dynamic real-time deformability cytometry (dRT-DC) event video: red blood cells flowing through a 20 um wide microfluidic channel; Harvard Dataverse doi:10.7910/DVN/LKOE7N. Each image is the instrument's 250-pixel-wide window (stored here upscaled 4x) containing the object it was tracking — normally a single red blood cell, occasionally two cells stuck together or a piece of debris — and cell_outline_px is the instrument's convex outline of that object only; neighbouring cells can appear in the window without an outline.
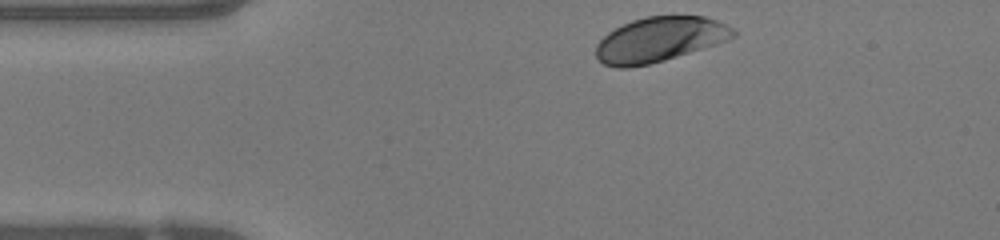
{"species": "human", "species_latin": "Homo sapiens", "temperature_condition": "warm", "stored_images_in_passage": 32, "camera_frame_rate_fps": 3000, "um_per_image_px": 0.085, "donor": {"sex": "female"}, "frame": {"image": 1, "passage_image": 1, "time_ms": 0.0, "image_size_px": [1000, 240], "cell_outline_px": [[736, 36], [728, 40], [664, 60], [648, 64], [628, 68], [616, 68], [604, 64], [596, 56], [596, 44], [608, 32], [632, 20], [648, 16], [704, 16], [716, 20], [732, 28], [736, 32]], "centroid_in_image_um": [56.05, 3.36], "position_along_channel_um": 29.0, "area_um2": 35.55}}
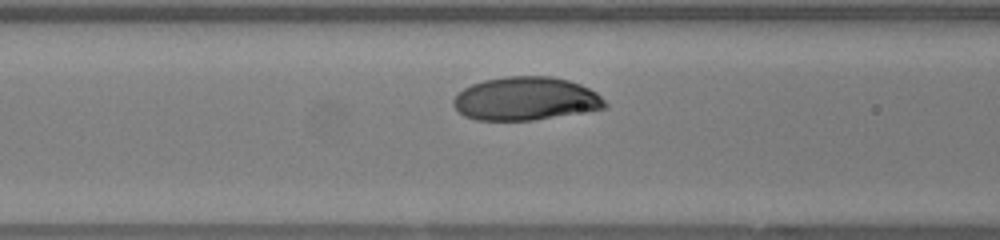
{"frame": {"image": 2, "passage_image": 11, "time_ms": 3.333, "image_size_px": [1000, 240], "cell_outline_px": [[608, 108], [532, 120], [476, 120], [464, 116], [452, 104], [452, 100], [464, 88], [472, 84], [484, 80], [504, 76], [552, 76], [568, 80], [580, 84], [596, 92], [608, 104]], "centroid_in_image_um": [44.69, 8.39], "position_along_channel_um": 121.9, "area_um2": 38.26}}
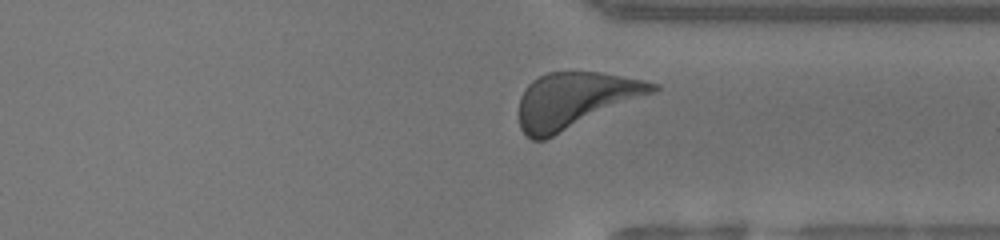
{"frame": {"image": 3, "passage_image": 29, "time_ms": 9.333, "image_size_px": [1000, 240], "cell_outline_px": [[660, 88], [656, 92], [544, 140], [532, 140], [520, 128], [520, 96], [528, 84], [532, 80], [548, 72], [600, 72], [644, 80], [660, 84]], "centroid_in_image_um": [48.91, 8.51], "position_along_channel_um": 362.5, "area_um2": 43.18}, "authors_computed_cell_mechanics": {"area_um2": 39.0728, "velocity_mm_per_s": 4.0221, "shape_relaxation_time_tau1_ms": 1.5504, "shape_relaxation_time_tau2_ms": null, "deformation_change_tau1": 0.1283, "deformation_change_tau2": null}}